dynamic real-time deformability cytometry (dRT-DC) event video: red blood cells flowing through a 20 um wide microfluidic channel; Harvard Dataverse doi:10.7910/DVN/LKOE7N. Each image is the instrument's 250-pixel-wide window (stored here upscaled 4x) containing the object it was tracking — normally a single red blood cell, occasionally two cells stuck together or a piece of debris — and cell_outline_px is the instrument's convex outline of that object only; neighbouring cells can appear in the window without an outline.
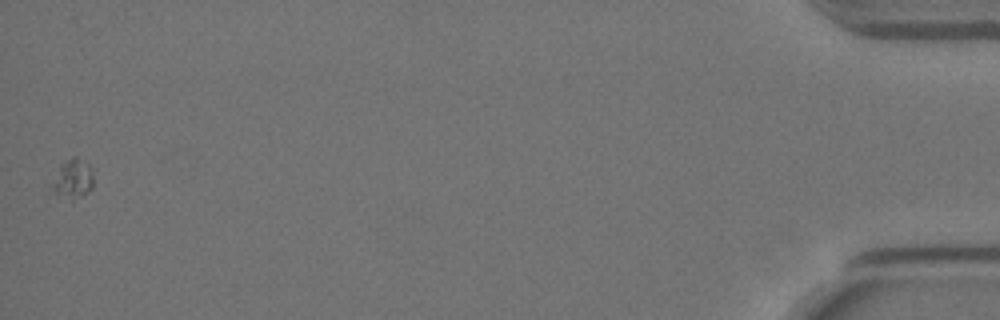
{"species": "Egyptian fruit bat (a non-hibernating species)", "species_latin": "Rousettus aegyptiacus", "temperature_condition": "warm", "stored_images_in_passage": 40, "camera_frame_rate_fps": 3000, "um_per_image_px": 0.085, "animal": {"sex": "female"}, "frame": {"image": 1, "passage_image": 40, "time_ms": 13.0, "image_size_px": [1000, 320], "cell_outline_px": [[92, 188], [88, 192], [72, 204], [48, 192], [60, 164], [72, 156], [76, 156], [84, 160], [92, 168]], "centroid_in_image_um": [6.14, 15.3], "position_along_channel_um": 429.1, "area_um2": 10.29}}